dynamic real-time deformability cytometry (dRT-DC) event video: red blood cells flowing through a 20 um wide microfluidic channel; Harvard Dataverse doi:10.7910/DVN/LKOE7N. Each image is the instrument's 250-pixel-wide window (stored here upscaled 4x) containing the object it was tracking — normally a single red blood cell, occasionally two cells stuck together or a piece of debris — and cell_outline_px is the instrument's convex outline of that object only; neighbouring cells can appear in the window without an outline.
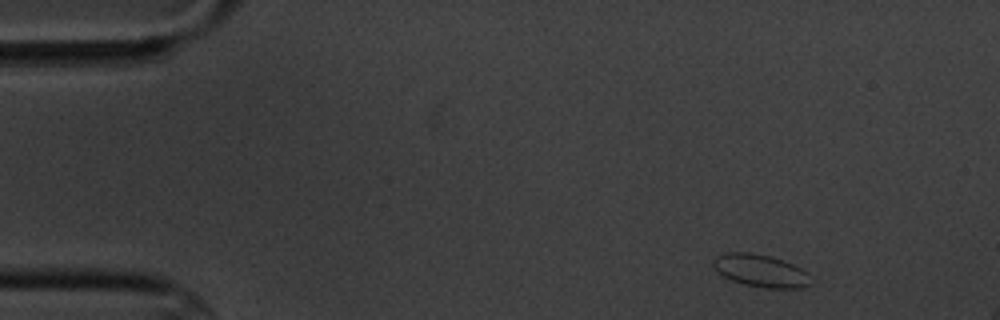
{"species": "common noctule bat (a hibernating species)", "species_latin": "Nyctalus noctula", "temperature_condition": "cold", "stored_images_in_passage": 4, "camera_frame_rate_fps": 3000, "um_per_image_px": 0.085, "animal": {"sex": "male", "body_mass_g": 20.1, "forearm_length_mm": 53.5}, "frame": {"image": 1, "passage_image": 1, "time_ms": 0.0, "image_size_px": [1000, 320], "cell_outline_px": [[808, 284], [800, 288], [764, 288], [744, 284], [732, 280], [724, 276], [712, 264], [712, 260], [716, 256], [728, 252], [748, 252], [768, 256], [792, 264], [808, 272]], "centroid_in_image_um": [64.62, 23.01], "position_along_channel_um": 20.4, "area_um2": 18.03}}